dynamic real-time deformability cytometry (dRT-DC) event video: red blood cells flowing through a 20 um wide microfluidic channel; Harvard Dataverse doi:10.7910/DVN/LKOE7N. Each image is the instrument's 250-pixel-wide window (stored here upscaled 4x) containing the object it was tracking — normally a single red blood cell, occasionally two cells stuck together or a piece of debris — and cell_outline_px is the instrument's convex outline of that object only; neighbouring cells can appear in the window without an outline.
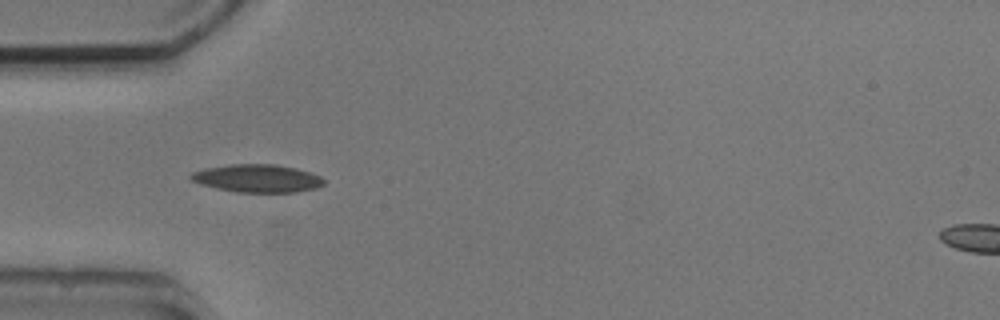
{"species": "common noctule bat (a hibernating species)", "species_latin": "Nyctalus noctula", "temperature_condition": "cold", "stored_images_in_passage": 5, "camera_frame_rate_fps": 3000, "um_per_image_px": 0.085, "animal": {"sex": "male", "body_mass_g": 20.5, "forearm_length_mm": 52.5}, "frame": {"image": 1, "passage_image": 5, "time_ms": 4.667, "image_size_px": [1000, 320], "cell_outline_px": [[324, 184], [316, 188], [296, 192], [236, 192], [216, 188], [200, 184], [192, 180], [188, 176], [192, 172], [204, 168], [232, 164], [276, 164], [296, 168], [320, 176], [324, 180]], "centroid_in_image_um": [21.85, 15.16], "position_along_channel_um": 63.1, "area_um2": 21.62}}